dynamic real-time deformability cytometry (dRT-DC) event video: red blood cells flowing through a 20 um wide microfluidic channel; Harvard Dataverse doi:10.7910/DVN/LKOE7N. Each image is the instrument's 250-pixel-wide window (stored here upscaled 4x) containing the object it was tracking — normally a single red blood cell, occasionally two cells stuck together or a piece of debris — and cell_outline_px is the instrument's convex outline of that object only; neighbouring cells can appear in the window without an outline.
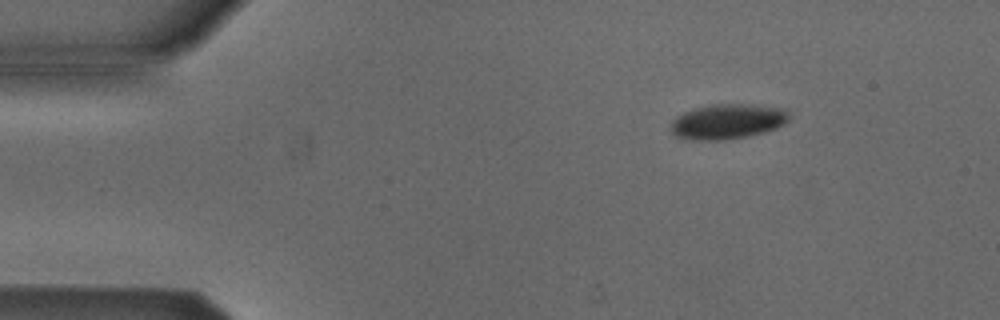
{"species": "Egyptian fruit bat (a non-hibernating species)", "species_latin": "Rousettus aegyptiacus", "temperature_condition": "cold", "stored_images_in_passage": 5, "camera_frame_rate_fps": 3000, "um_per_image_px": 0.085, "animal": {"sex": "male"}, "frame": {"image": 1, "passage_image": 2, "time_ms": 2.0, "image_size_px": [1000, 320], "cell_outline_px": [[788, 120], [784, 124], [776, 128], [764, 132], [748, 136], [724, 140], [692, 140], [676, 136], [668, 128], [672, 120], [676, 116], [692, 108], [712, 104], [740, 104], [780, 108], [788, 112]], "centroid_in_image_um": [61.77, 10.34], "position_along_channel_um": 23.2, "area_um2": 24.16}}
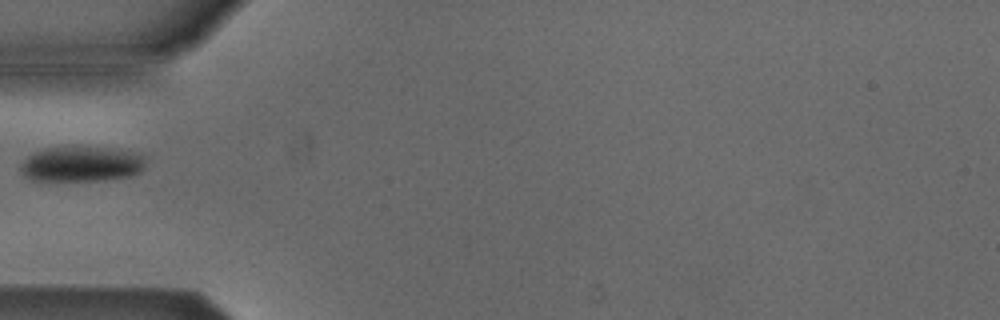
{"frame": {"image": 2, "passage_image": 5, "time_ms": 5.333, "image_size_px": [1000, 320], "cell_outline_px": [[144, 168], [140, 172], [128, 176], [104, 180], [32, 180], [24, 176], [20, 172], [20, 164], [32, 152], [44, 148], [72, 144], [76, 144], [112, 148], [144, 156]], "centroid_in_image_um": [6.85, 13.9], "position_along_channel_um": 78.1, "area_um2": 26.3}}